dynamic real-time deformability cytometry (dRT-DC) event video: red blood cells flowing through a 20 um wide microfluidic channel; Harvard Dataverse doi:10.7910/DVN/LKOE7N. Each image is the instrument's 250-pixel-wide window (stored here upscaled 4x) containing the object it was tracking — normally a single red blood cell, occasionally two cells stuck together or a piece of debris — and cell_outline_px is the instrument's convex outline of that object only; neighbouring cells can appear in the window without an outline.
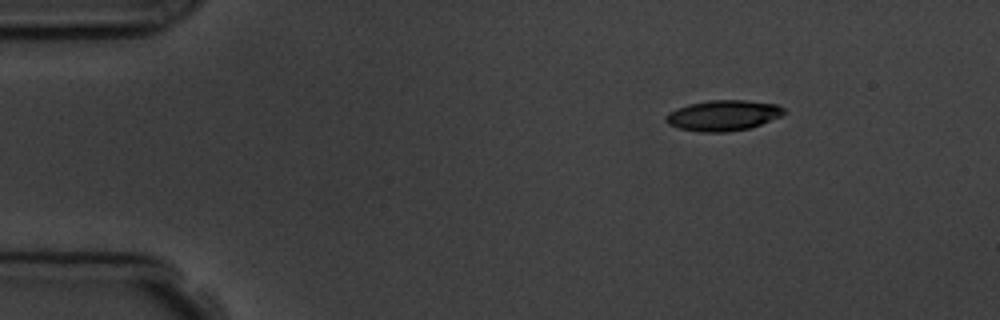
{"species": "common noctule bat (a hibernating species)", "species_latin": "Nyctalus noctula", "temperature_condition": "room temperature", "stored_images_in_passage": 3, "camera_frame_rate_fps": 3000, "um_per_image_px": 0.085, "animal": {"sex": "male", "body_mass_g": 19.5, "forearm_length_mm": 54.6}, "frame": {"image": 1, "passage_image": 1, "time_ms": 0.0, "image_size_px": [1000, 320], "cell_outline_px": [[788, 112], [780, 116], [760, 124], [748, 128], [724, 132], [700, 132], [680, 128], [668, 124], [664, 120], [664, 116], [668, 112], [676, 108], [688, 104], [708, 100], [748, 100], [776, 104], [784, 108]], "centroid_in_image_um": [61.44, 9.8], "position_along_channel_um": 23.6, "area_um2": 21.1}}